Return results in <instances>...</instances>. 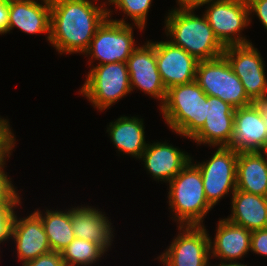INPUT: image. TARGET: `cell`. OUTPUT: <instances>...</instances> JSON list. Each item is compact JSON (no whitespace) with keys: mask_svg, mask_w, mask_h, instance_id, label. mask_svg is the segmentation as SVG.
Wrapping results in <instances>:
<instances>
[{"mask_svg":"<svg viewBox=\"0 0 267 266\" xmlns=\"http://www.w3.org/2000/svg\"><path fill=\"white\" fill-rule=\"evenodd\" d=\"M96 1L100 0H50L49 43L60 55H83L88 49L97 28L107 18L106 1L100 6Z\"/></svg>","mask_w":267,"mask_h":266,"instance_id":"6da1fadb","label":"cell"},{"mask_svg":"<svg viewBox=\"0 0 267 266\" xmlns=\"http://www.w3.org/2000/svg\"><path fill=\"white\" fill-rule=\"evenodd\" d=\"M164 29L173 45L183 48L198 61L212 60L223 56L225 47L214 35L207 18L199 17L194 9L168 10Z\"/></svg>","mask_w":267,"mask_h":266,"instance_id":"7a4b0ae2","label":"cell"},{"mask_svg":"<svg viewBox=\"0 0 267 266\" xmlns=\"http://www.w3.org/2000/svg\"><path fill=\"white\" fill-rule=\"evenodd\" d=\"M159 108L172 132L191 139L205 123L208 96L194 80L167 89L166 99Z\"/></svg>","mask_w":267,"mask_h":266,"instance_id":"3957f363","label":"cell"},{"mask_svg":"<svg viewBox=\"0 0 267 266\" xmlns=\"http://www.w3.org/2000/svg\"><path fill=\"white\" fill-rule=\"evenodd\" d=\"M168 185L167 203L174 213L171 218L178 226H203L204 216L213 207L206 199L201 172L192 157Z\"/></svg>","mask_w":267,"mask_h":266,"instance_id":"277c9868","label":"cell"},{"mask_svg":"<svg viewBox=\"0 0 267 266\" xmlns=\"http://www.w3.org/2000/svg\"><path fill=\"white\" fill-rule=\"evenodd\" d=\"M107 9V18L97 28L88 49L84 52L90 57L89 66L99 60L97 65L122 62L127 63L132 52L137 48L134 40L133 25L125 19H111L112 10ZM94 60V61H93Z\"/></svg>","mask_w":267,"mask_h":266,"instance_id":"5b68a950","label":"cell"},{"mask_svg":"<svg viewBox=\"0 0 267 266\" xmlns=\"http://www.w3.org/2000/svg\"><path fill=\"white\" fill-rule=\"evenodd\" d=\"M79 94L99 111L111 108L131 93L127 63L116 62L91 66Z\"/></svg>","mask_w":267,"mask_h":266,"instance_id":"8992f818","label":"cell"},{"mask_svg":"<svg viewBox=\"0 0 267 266\" xmlns=\"http://www.w3.org/2000/svg\"><path fill=\"white\" fill-rule=\"evenodd\" d=\"M195 81L207 96L218 97L235 109L252 103L224 56L199 61Z\"/></svg>","mask_w":267,"mask_h":266,"instance_id":"52a82bcc","label":"cell"},{"mask_svg":"<svg viewBox=\"0 0 267 266\" xmlns=\"http://www.w3.org/2000/svg\"><path fill=\"white\" fill-rule=\"evenodd\" d=\"M206 5L203 14L224 47L251 42L241 34L252 22L246 0H213Z\"/></svg>","mask_w":267,"mask_h":266,"instance_id":"ba28073f","label":"cell"},{"mask_svg":"<svg viewBox=\"0 0 267 266\" xmlns=\"http://www.w3.org/2000/svg\"><path fill=\"white\" fill-rule=\"evenodd\" d=\"M238 153L218 146L209 160L194 163L200 170L208 203L214 207L220 199L236 190Z\"/></svg>","mask_w":267,"mask_h":266,"instance_id":"9c48e42d","label":"cell"},{"mask_svg":"<svg viewBox=\"0 0 267 266\" xmlns=\"http://www.w3.org/2000/svg\"><path fill=\"white\" fill-rule=\"evenodd\" d=\"M206 226H178V235L157 258L163 266H210V235Z\"/></svg>","mask_w":267,"mask_h":266,"instance_id":"30bf717a","label":"cell"},{"mask_svg":"<svg viewBox=\"0 0 267 266\" xmlns=\"http://www.w3.org/2000/svg\"><path fill=\"white\" fill-rule=\"evenodd\" d=\"M223 56L240 79L251 100L267 94L265 64L260 52L252 42L227 46Z\"/></svg>","mask_w":267,"mask_h":266,"instance_id":"8fae6325","label":"cell"},{"mask_svg":"<svg viewBox=\"0 0 267 266\" xmlns=\"http://www.w3.org/2000/svg\"><path fill=\"white\" fill-rule=\"evenodd\" d=\"M131 92L139 89L160 100L159 107L166 99L167 89L162 83L156 62L155 42L147 41L132 52L127 60Z\"/></svg>","mask_w":267,"mask_h":266,"instance_id":"7c38bea8","label":"cell"},{"mask_svg":"<svg viewBox=\"0 0 267 266\" xmlns=\"http://www.w3.org/2000/svg\"><path fill=\"white\" fill-rule=\"evenodd\" d=\"M157 68L166 89L195 80L198 60L170 41H155Z\"/></svg>","mask_w":267,"mask_h":266,"instance_id":"4fadbf2b","label":"cell"},{"mask_svg":"<svg viewBox=\"0 0 267 266\" xmlns=\"http://www.w3.org/2000/svg\"><path fill=\"white\" fill-rule=\"evenodd\" d=\"M237 153L267 151V130L253 105L236 108L230 144Z\"/></svg>","mask_w":267,"mask_h":266,"instance_id":"5bb4252c","label":"cell"},{"mask_svg":"<svg viewBox=\"0 0 267 266\" xmlns=\"http://www.w3.org/2000/svg\"><path fill=\"white\" fill-rule=\"evenodd\" d=\"M235 108L218 97L208 96V113L202 128L191 138L197 146H228L233 134Z\"/></svg>","mask_w":267,"mask_h":266,"instance_id":"9a60e30c","label":"cell"},{"mask_svg":"<svg viewBox=\"0 0 267 266\" xmlns=\"http://www.w3.org/2000/svg\"><path fill=\"white\" fill-rule=\"evenodd\" d=\"M10 239L16 244L15 252L22 265L52 251L42 220L35 212L25 218L15 214Z\"/></svg>","mask_w":267,"mask_h":266,"instance_id":"2e32d148","label":"cell"},{"mask_svg":"<svg viewBox=\"0 0 267 266\" xmlns=\"http://www.w3.org/2000/svg\"><path fill=\"white\" fill-rule=\"evenodd\" d=\"M51 2L50 0H9L8 29H20L29 35L46 34L50 39Z\"/></svg>","mask_w":267,"mask_h":266,"instance_id":"e0dca14e","label":"cell"},{"mask_svg":"<svg viewBox=\"0 0 267 266\" xmlns=\"http://www.w3.org/2000/svg\"><path fill=\"white\" fill-rule=\"evenodd\" d=\"M139 160L153 179L169 183L191 160L185 151L166 142H148Z\"/></svg>","mask_w":267,"mask_h":266,"instance_id":"ac0fdd59","label":"cell"},{"mask_svg":"<svg viewBox=\"0 0 267 266\" xmlns=\"http://www.w3.org/2000/svg\"><path fill=\"white\" fill-rule=\"evenodd\" d=\"M105 215V212L89 205L72 207L71 226L75 237L97 243L108 252L111 249L115 230Z\"/></svg>","mask_w":267,"mask_h":266,"instance_id":"d6986e66","label":"cell"},{"mask_svg":"<svg viewBox=\"0 0 267 266\" xmlns=\"http://www.w3.org/2000/svg\"><path fill=\"white\" fill-rule=\"evenodd\" d=\"M216 233L212 241L210 237V257L220 262H236L250 252L252 232L243 226L221 218L216 224Z\"/></svg>","mask_w":267,"mask_h":266,"instance_id":"ffe728a7","label":"cell"},{"mask_svg":"<svg viewBox=\"0 0 267 266\" xmlns=\"http://www.w3.org/2000/svg\"><path fill=\"white\" fill-rule=\"evenodd\" d=\"M230 222L249 231L267 228V197L235 190L231 195Z\"/></svg>","mask_w":267,"mask_h":266,"instance_id":"44dd1931","label":"cell"},{"mask_svg":"<svg viewBox=\"0 0 267 266\" xmlns=\"http://www.w3.org/2000/svg\"><path fill=\"white\" fill-rule=\"evenodd\" d=\"M267 151L238 153L236 189L267 197Z\"/></svg>","mask_w":267,"mask_h":266,"instance_id":"7402d4cb","label":"cell"},{"mask_svg":"<svg viewBox=\"0 0 267 266\" xmlns=\"http://www.w3.org/2000/svg\"><path fill=\"white\" fill-rule=\"evenodd\" d=\"M144 129L143 119L135 115L133 117L121 115L116 121L109 123L106 131L118 152L140 159L148 145Z\"/></svg>","mask_w":267,"mask_h":266,"instance_id":"603a6c76","label":"cell"},{"mask_svg":"<svg viewBox=\"0 0 267 266\" xmlns=\"http://www.w3.org/2000/svg\"><path fill=\"white\" fill-rule=\"evenodd\" d=\"M34 212L42 220L52 251L61 252L76 238L71 226V209L65 211L46 209L43 213L38 208Z\"/></svg>","mask_w":267,"mask_h":266,"instance_id":"cb8c5ba5","label":"cell"},{"mask_svg":"<svg viewBox=\"0 0 267 266\" xmlns=\"http://www.w3.org/2000/svg\"><path fill=\"white\" fill-rule=\"evenodd\" d=\"M104 254L106 251L97 243L80 238H75L61 251L65 266H91Z\"/></svg>","mask_w":267,"mask_h":266,"instance_id":"d4e9b609","label":"cell"},{"mask_svg":"<svg viewBox=\"0 0 267 266\" xmlns=\"http://www.w3.org/2000/svg\"><path fill=\"white\" fill-rule=\"evenodd\" d=\"M153 0H107L106 5H114L115 11L119 9L118 11H122L129 17L133 25L136 26V28L141 31L144 30L146 21H147V15L150 7L152 6Z\"/></svg>","mask_w":267,"mask_h":266,"instance_id":"484cf974","label":"cell"},{"mask_svg":"<svg viewBox=\"0 0 267 266\" xmlns=\"http://www.w3.org/2000/svg\"><path fill=\"white\" fill-rule=\"evenodd\" d=\"M6 163H0V205H20L21 198L18 194V190L12 184V178L8 177L5 172Z\"/></svg>","mask_w":267,"mask_h":266,"instance_id":"4316f807","label":"cell"},{"mask_svg":"<svg viewBox=\"0 0 267 266\" xmlns=\"http://www.w3.org/2000/svg\"><path fill=\"white\" fill-rule=\"evenodd\" d=\"M9 120L0 116V163L6 162L16 145V138L11 129Z\"/></svg>","mask_w":267,"mask_h":266,"instance_id":"83f0119b","label":"cell"},{"mask_svg":"<svg viewBox=\"0 0 267 266\" xmlns=\"http://www.w3.org/2000/svg\"><path fill=\"white\" fill-rule=\"evenodd\" d=\"M18 205H0V243L11 238L15 209Z\"/></svg>","mask_w":267,"mask_h":266,"instance_id":"f1b7e54d","label":"cell"},{"mask_svg":"<svg viewBox=\"0 0 267 266\" xmlns=\"http://www.w3.org/2000/svg\"><path fill=\"white\" fill-rule=\"evenodd\" d=\"M23 266H65V264L61 252L50 251L26 262Z\"/></svg>","mask_w":267,"mask_h":266,"instance_id":"f546056e","label":"cell"},{"mask_svg":"<svg viewBox=\"0 0 267 266\" xmlns=\"http://www.w3.org/2000/svg\"><path fill=\"white\" fill-rule=\"evenodd\" d=\"M250 251L267 256V228L252 231Z\"/></svg>","mask_w":267,"mask_h":266,"instance_id":"4dcf8cb0","label":"cell"},{"mask_svg":"<svg viewBox=\"0 0 267 266\" xmlns=\"http://www.w3.org/2000/svg\"><path fill=\"white\" fill-rule=\"evenodd\" d=\"M249 16L256 15L263 27L267 30V0H246Z\"/></svg>","mask_w":267,"mask_h":266,"instance_id":"1f68e13d","label":"cell"},{"mask_svg":"<svg viewBox=\"0 0 267 266\" xmlns=\"http://www.w3.org/2000/svg\"><path fill=\"white\" fill-rule=\"evenodd\" d=\"M253 107L260 114L264 124L265 130H267V94L263 96H257L252 100Z\"/></svg>","mask_w":267,"mask_h":266,"instance_id":"d6a6232c","label":"cell"},{"mask_svg":"<svg viewBox=\"0 0 267 266\" xmlns=\"http://www.w3.org/2000/svg\"><path fill=\"white\" fill-rule=\"evenodd\" d=\"M9 22V0H0V35L8 29Z\"/></svg>","mask_w":267,"mask_h":266,"instance_id":"836d02e7","label":"cell"},{"mask_svg":"<svg viewBox=\"0 0 267 266\" xmlns=\"http://www.w3.org/2000/svg\"><path fill=\"white\" fill-rule=\"evenodd\" d=\"M213 0H177V6L174 9H194L200 8Z\"/></svg>","mask_w":267,"mask_h":266,"instance_id":"e575fe53","label":"cell"},{"mask_svg":"<svg viewBox=\"0 0 267 266\" xmlns=\"http://www.w3.org/2000/svg\"><path fill=\"white\" fill-rule=\"evenodd\" d=\"M210 266H248L247 264H242L239 262H220L218 265H210Z\"/></svg>","mask_w":267,"mask_h":266,"instance_id":"d590c367","label":"cell"}]
</instances>
